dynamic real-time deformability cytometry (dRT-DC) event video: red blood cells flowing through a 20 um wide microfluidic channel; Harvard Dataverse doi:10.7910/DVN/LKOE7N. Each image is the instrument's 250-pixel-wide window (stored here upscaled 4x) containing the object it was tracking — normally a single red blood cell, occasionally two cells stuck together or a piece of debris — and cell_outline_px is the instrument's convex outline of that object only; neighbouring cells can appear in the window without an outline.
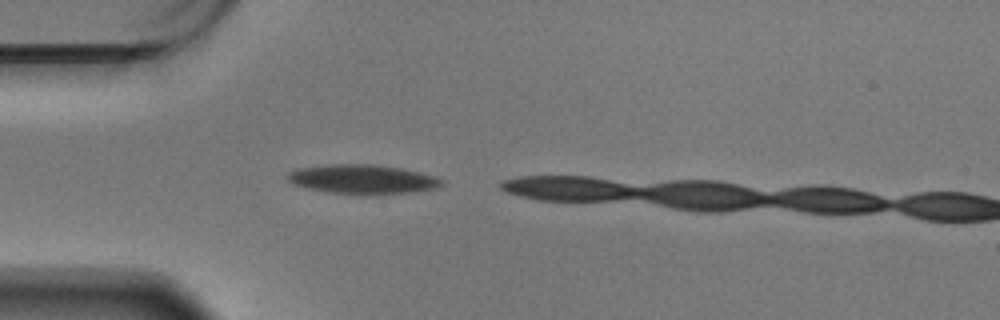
{"species": "Egyptian fruit bat (a non-hibernating species)", "species_latin": "Rousettus aegyptiacus", "temperature_condition": "warm", "stored_images_in_passage": 5, "camera_frame_rate_fps": 3000, "um_per_image_px": 0.085, "animal": {"sex": "male"}, "frame": {"image": 1, "passage_image": 1, "time_ms": 0.0, "image_size_px": [1000, 320], "cell_outline_px": [[444, 184], [436, 188], [412, 192], [372, 196], [368, 196], [332, 192], [308, 188], [292, 184], [284, 176], [288, 172], [296, 168], [328, 164], [376, 164], [404, 168], [432, 176], [444, 180]], "centroid_in_image_um": [30.8, 15.24], "position_along_channel_um": 54.2, "area_um2": 26.82}}